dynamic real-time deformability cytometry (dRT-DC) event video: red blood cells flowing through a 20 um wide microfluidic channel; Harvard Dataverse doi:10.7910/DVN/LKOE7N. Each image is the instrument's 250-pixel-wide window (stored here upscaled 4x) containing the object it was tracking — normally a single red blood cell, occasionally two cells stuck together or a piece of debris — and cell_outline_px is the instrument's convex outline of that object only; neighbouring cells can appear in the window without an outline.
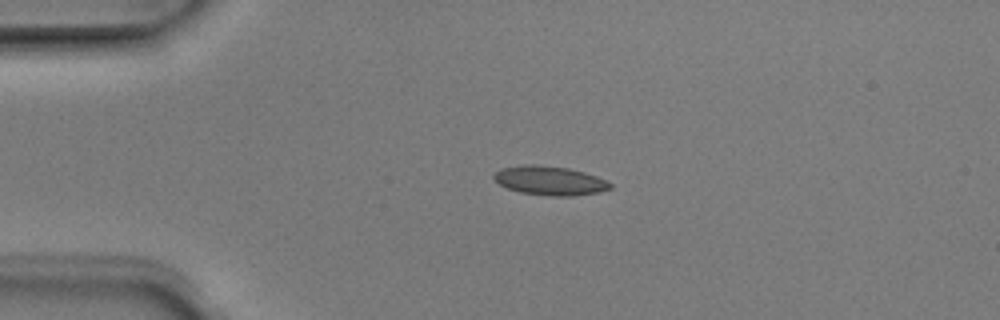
{"species": "Egyptian fruit bat (a non-hibernating species)", "species_latin": "Rousettus aegyptiacus", "temperature_condition": "room temperature", "stored_images_in_passage": 5, "camera_frame_rate_fps": 3000, "um_per_image_px": 0.085, "animal": {"sex": "male"}, "frame": {"image": 1, "passage_image": 4, "time_ms": 1.0, "image_size_px": [1000, 320], "cell_outline_px": [[612, 188], [600, 192], [572, 196], [548, 196], [520, 192], [508, 188], [500, 184], [492, 176], [500, 168], [524, 164], [532, 164], [568, 168], [584, 172], [596, 176], [612, 184]], "centroid_in_image_um": [46.73, 15.35], "position_along_channel_um": 38.3, "area_um2": 19.65}}
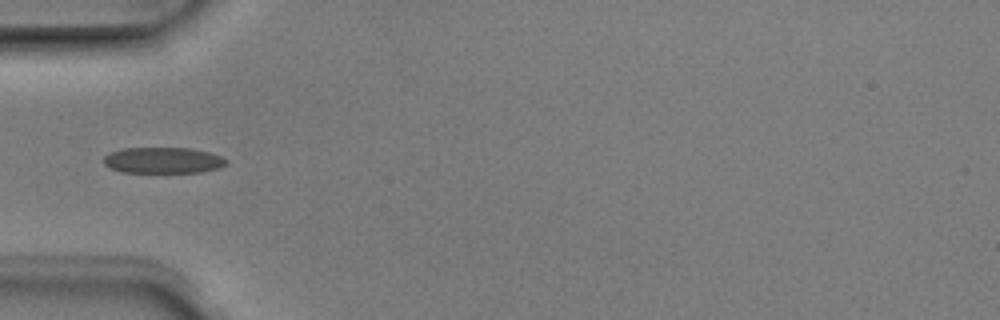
{"frame": {"image": 2, "passage_image": 5, "time_ms": 1.333, "image_size_px": [1000, 320], "cell_outline_px": [[228, 164], [220, 168], [200, 172], [120, 172], [108, 168], [104, 164], [104, 156], [120, 148], [188, 148], [208, 152], [220, 156], [228, 160]], "centroid_in_image_um": [13.85, 13.63], "position_along_channel_um": 71.2, "area_um2": 18.67}}